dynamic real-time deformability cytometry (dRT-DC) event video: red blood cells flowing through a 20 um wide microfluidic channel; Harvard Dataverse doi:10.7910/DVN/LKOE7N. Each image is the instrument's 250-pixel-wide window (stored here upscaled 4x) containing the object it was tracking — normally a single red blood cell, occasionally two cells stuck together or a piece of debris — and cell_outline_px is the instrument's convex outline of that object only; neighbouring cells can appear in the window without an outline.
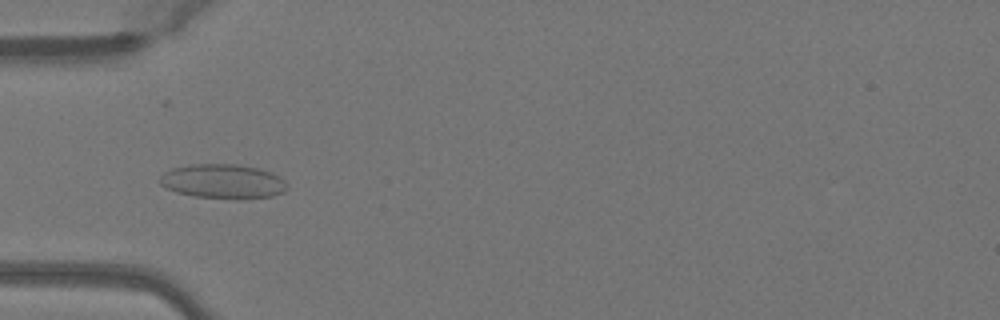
{"species": "Egyptian fruit bat (a non-hibernating species)", "species_latin": "Rousettus aegyptiacus", "temperature_condition": "warm", "stored_images_in_passage": 50, "camera_frame_rate_fps": 3000, "um_per_image_px": 0.085, "animal": {"sex": "female"}, "frame": {"image": 1, "passage_image": 16, "time_ms": 5.0, "image_size_px": [1000, 320], "cell_outline_px": [[288, 188], [284, 192], [272, 196], [236, 200], [192, 196], [176, 192], [160, 184], [160, 176], [164, 172], [172, 168], [192, 164], [236, 164], [260, 168], [272, 172], [280, 176], [288, 184]], "centroid_in_image_um": [18.99, 15.43], "position_along_channel_um": 66.0, "area_um2": 25.95}}
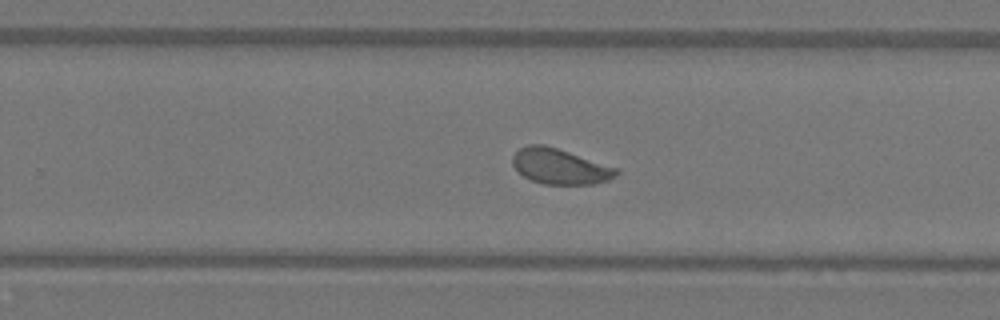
{"frame": {"image": 2, "passage_image": 32, "time_ms": 10.333, "image_size_px": [1000, 320], "cell_outline_px": [[620, 172], [616, 176], [608, 180], [592, 184], [544, 184], [532, 180], [524, 176], [512, 164], [512, 156], [520, 148], [528, 144], [544, 144], [620, 168]], "centroid_in_image_um": [47.63, 14.14], "position_along_channel_um": 282.2, "area_um2": 21.44}}
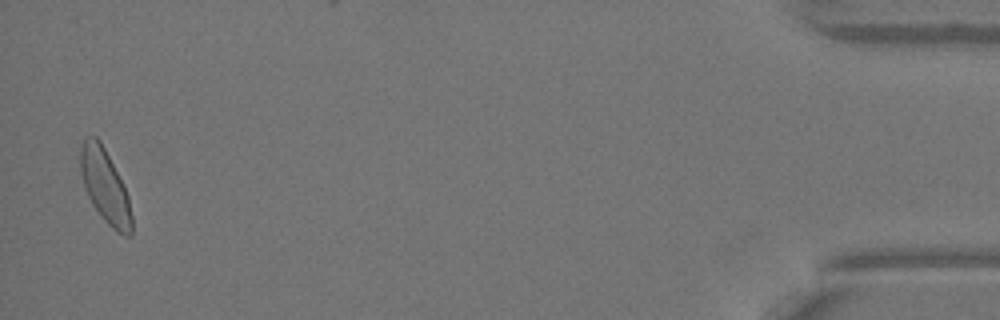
{"frame": {"image": 3, "passage_image": 49, "time_ms": 16.0, "image_size_px": [1000, 320], "cell_outline_px": [[132, 236], [124, 236], [116, 232], [100, 216], [92, 204], [84, 188], [80, 172], [80, 148], [84, 136], [96, 136], [100, 140], [124, 184], [128, 196], [132, 216]], "centroid_in_image_um": [8.92, 15.83], "position_along_channel_um": 426.3, "area_um2": 22.31}, "authors_computed_cell_mechanics": {"area_um2": 22.1952, "velocity_mm_per_s": 4.0606, "shape_relaxation_time_tau1_ms": 4.7692, "shape_relaxation_time_tau2_ms": null, "deformation_change_tau1": 0.087, "deformation_change_tau2": null}}